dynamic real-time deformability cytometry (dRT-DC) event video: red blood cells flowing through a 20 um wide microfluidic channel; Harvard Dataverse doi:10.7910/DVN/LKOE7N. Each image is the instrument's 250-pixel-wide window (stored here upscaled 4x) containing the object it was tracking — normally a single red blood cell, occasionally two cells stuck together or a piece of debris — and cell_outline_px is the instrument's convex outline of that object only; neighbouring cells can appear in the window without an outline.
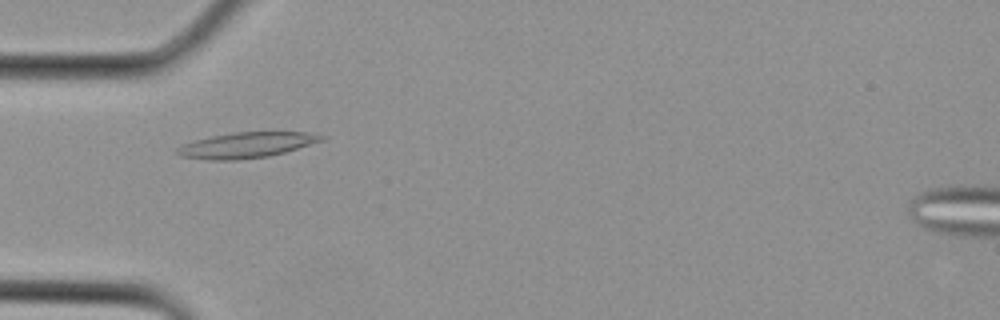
{"species": "Egyptian fruit bat (a non-hibernating species)", "species_latin": "Rousettus aegyptiacus", "temperature_condition": "cold", "stored_images_in_passage": 3, "camera_frame_rate_fps": 3000, "um_per_image_px": 0.085, "animal": {"sex": "female"}, "frame": {"image": 1, "passage_image": 3, "time_ms": 0.667, "image_size_px": [1000, 320], "cell_outline_px": [[328, 136], [324, 140], [284, 152], [268, 156], [236, 160], [208, 160], [180, 156], [176, 152], [176, 148], [184, 144], [196, 140], [212, 136], [232, 132], [304, 132]], "centroid_in_image_um": [20.95, 12.33], "position_along_channel_um": 64.1, "area_um2": 21.33}}